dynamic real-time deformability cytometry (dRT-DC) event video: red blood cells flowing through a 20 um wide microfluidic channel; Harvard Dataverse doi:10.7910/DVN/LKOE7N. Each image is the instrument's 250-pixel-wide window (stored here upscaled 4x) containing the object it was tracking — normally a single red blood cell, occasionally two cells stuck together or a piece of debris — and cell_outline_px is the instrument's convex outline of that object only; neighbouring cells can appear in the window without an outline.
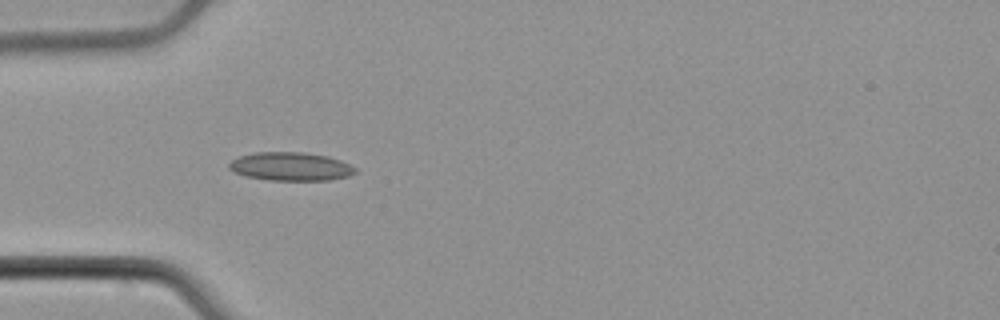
{"species": "common noctule bat (a hibernating species)", "species_latin": "Nyctalus noctula", "temperature_condition": "cold", "stored_images_in_passage": 4, "camera_frame_rate_fps": 3000, "um_per_image_px": 0.085, "animal": {"sex": "male", "body_mass_g": 21.5, "forearm_length_mm": 52.0}, "frame": {"image": 1, "passage_image": 3, "time_ms": 0.667, "image_size_px": [1000, 320], "cell_outline_px": [[356, 172], [348, 176], [328, 180], [268, 180], [244, 176], [232, 172], [228, 168], [228, 164], [232, 160], [240, 156], [252, 152], [300, 152], [328, 156], [340, 160], [356, 168]], "centroid_in_image_um": [24.65, 14.15], "position_along_channel_um": 60.3, "area_um2": 20.98}}
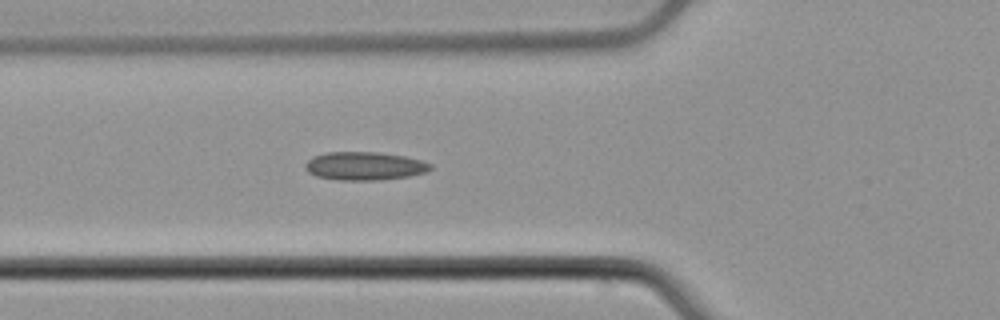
{"frame": {"image": 2, "passage_image": 4, "time_ms": 1.0, "image_size_px": [1000, 320], "cell_outline_px": [[432, 168], [424, 172], [408, 176], [380, 180], [340, 180], [316, 176], [308, 172], [304, 168], [304, 164], [312, 156], [328, 152], [376, 152], [404, 156], [420, 160], [432, 164]], "centroid_in_image_um": [30.94, 14.11], "position_along_channel_um": 94.9, "area_um2": 20.58}}